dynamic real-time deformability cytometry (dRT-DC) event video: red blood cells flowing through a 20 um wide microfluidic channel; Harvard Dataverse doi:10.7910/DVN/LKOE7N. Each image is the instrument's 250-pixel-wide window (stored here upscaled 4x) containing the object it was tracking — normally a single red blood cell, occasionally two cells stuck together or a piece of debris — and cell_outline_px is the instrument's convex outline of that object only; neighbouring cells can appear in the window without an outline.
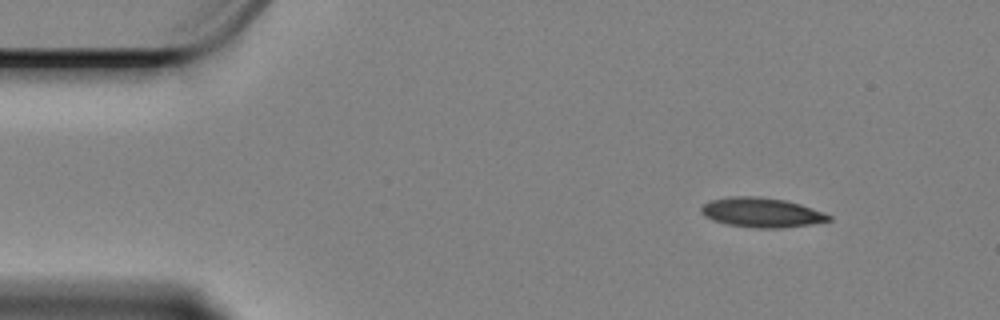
{"species": "Egyptian fruit bat (a non-hibernating species)", "species_latin": "Rousettus aegyptiacus", "temperature_condition": "cold", "stored_images_in_passage": 19, "camera_frame_rate_fps": 3000, "um_per_image_px": 0.085, "animal": {"sex": "female"}, "frame": {"image": 1, "passage_image": 1, "time_ms": 0.0, "image_size_px": [1000, 320], "cell_outline_px": [[832, 220], [812, 224], [780, 228], [756, 228], [728, 224], [712, 220], [704, 216], [700, 212], [700, 208], [704, 204], [712, 200], [732, 196], [752, 196], [784, 200], [800, 204], [824, 212], [832, 216]], "centroid_in_image_um": [64.74, 18.07], "position_along_channel_um": 20.3, "area_um2": 21.91}}
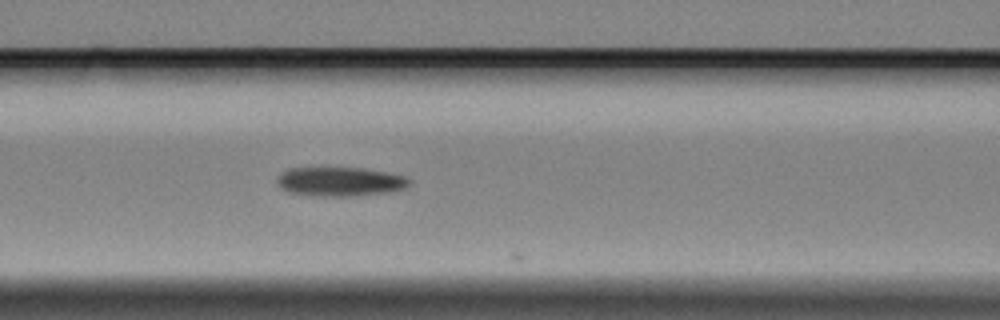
{"frame": {"image": 2, "passage_image": 18, "time_ms": 5.667, "image_size_px": [1000, 320], "cell_outline_px": [[412, 184], [408, 188], [388, 192], [352, 196], [320, 196], [292, 192], [276, 184], [276, 180], [288, 168], [364, 168], [388, 172], [404, 176], [412, 180]], "centroid_in_image_um": [29.0, 15.43], "position_along_channel_um": 137.6, "area_um2": 22.37}}